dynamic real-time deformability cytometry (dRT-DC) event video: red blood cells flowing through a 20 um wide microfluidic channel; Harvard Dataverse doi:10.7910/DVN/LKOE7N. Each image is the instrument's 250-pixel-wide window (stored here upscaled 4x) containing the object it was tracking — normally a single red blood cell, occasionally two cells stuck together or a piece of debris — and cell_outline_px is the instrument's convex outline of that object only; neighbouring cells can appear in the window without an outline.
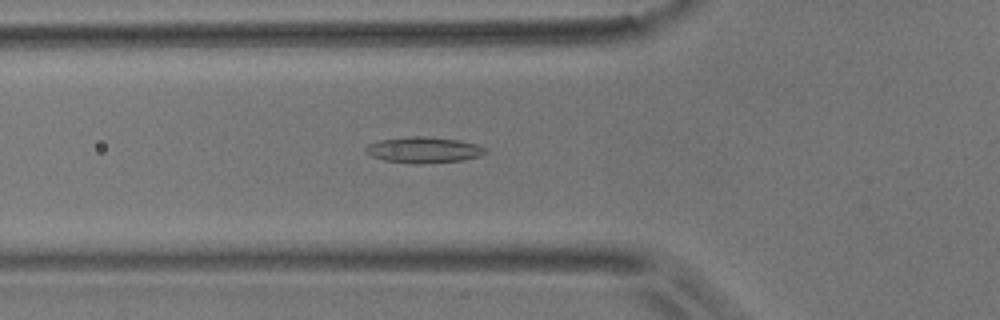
{"species": "common noctule bat (a hibernating species)", "species_latin": "Nyctalus noctula", "temperature_condition": "room temperature", "stored_images_in_passage": 53, "camera_frame_rate_fps": 3000, "um_per_image_px": 0.085, "animal": {"sex": "male", "body_mass_g": 17.9}, "frame": {"image": 1, "passage_image": 18, "time_ms": 5.667, "image_size_px": [1000, 320], "cell_outline_px": [[488, 152], [480, 156], [464, 160], [420, 164], [416, 164], [384, 160], [372, 156], [364, 152], [364, 148], [368, 144], [380, 140], [408, 136], [424, 136], [460, 140], [476, 144], [488, 148]], "centroid_in_image_um": [36.03, 12.74], "position_along_channel_um": 89.8, "area_um2": 18.32}}
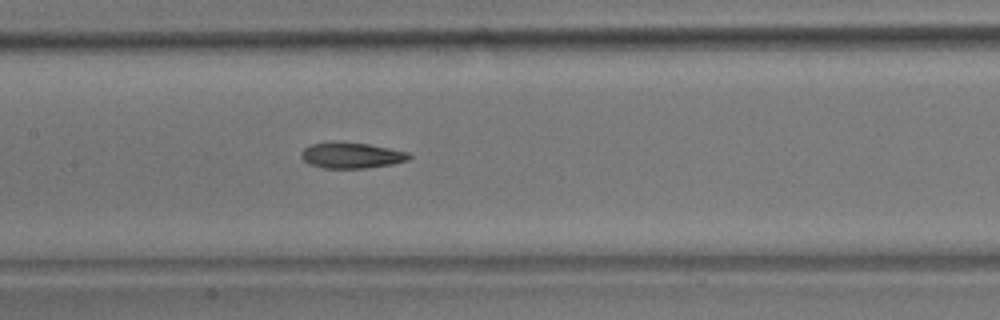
{"frame": {"image": 2, "passage_image": 25, "time_ms": 8.0, "image_size_px": [1000, 320], "cell_outline_px": [[412, 156], [408, 160], [392, 164], [364, 168], [324, 168], [308, 164], [300, 156], [300, 152], [304, 148], [312, 144], [368, 144], [408, 152]], "centroid_in_image_um": [29.89, 13.24], "position_along_channel_um": 177.5, "area_um2": 15.61}}
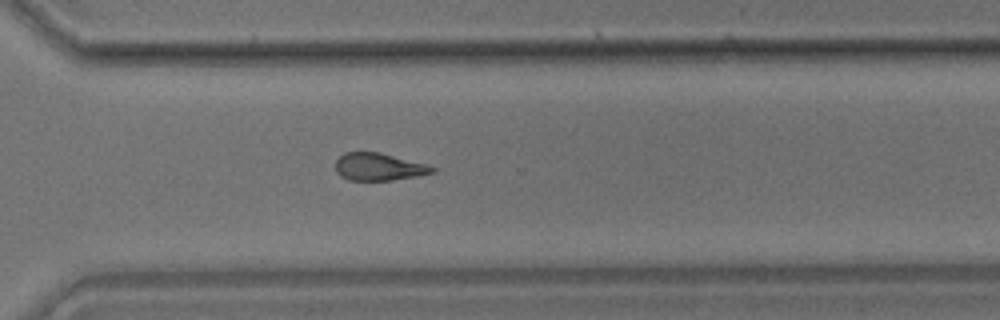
{"frame": {"image": 3, "passage_image": 38, "time_ms": 12.333, "image_size_px": [1000, 320], "cell_outline_px": [[436, 172], [416, 176], [392, 180], [348, 180], [340, 176], [336, 172], [336, 160], [344, 152], [380, 152], [428, 164], [436, 168]], "centroid_in_image_um": [32.21, 14.17], "position_along_channel_um": 338.4, "area_um2": 15.61}, "authors_computed_cell_mechanics": {"area_um2": 16.5886, "velocity_mm_per_s": 3.7245, "shape_relaxation_time_tau1_ms": 11.088, "shape_relaxation_time_tau2_ms": 3.7802, "deformation_change_tau1": 0.2258, "deformation_change_tau2": 0.1284}}